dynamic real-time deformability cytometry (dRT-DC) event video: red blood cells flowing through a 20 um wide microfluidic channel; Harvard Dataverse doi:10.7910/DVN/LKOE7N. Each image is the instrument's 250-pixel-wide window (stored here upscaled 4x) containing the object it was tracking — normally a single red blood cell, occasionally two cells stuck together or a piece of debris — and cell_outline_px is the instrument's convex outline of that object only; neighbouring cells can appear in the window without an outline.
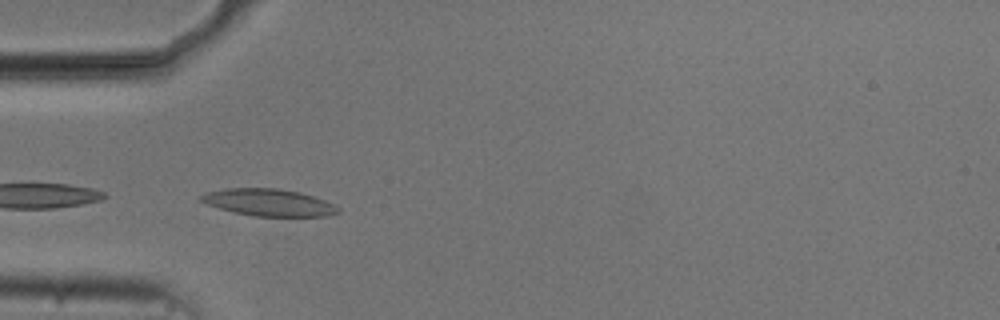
{"species": "common noctule bat (a hibernating species)", "species_latin": "Nyctalus noctula", "temperature_condition": "cold", "stored_images_in_passage": 10, "camera_frame_rate_fps": 3000, "um_per_image_px": 0.085, "animal": {"sex": "male", "body_mass_g": 20.5, "forearm_length_mm": 52.5}, "frame": {"image": 1, "passage_image": 1, "time_ms": 0.0, "image_size_px": [1000, 320], "cell_outline_px": [[340, 212], [324, 216], [252, 216], [220, 208], [208, 204], [200, 200], [200, 196], [208, 192], [224, 188], [276, 188], [300, 192], [324, 200], [340, 208]], "centroid_in_image_um": [22.85, 17.2], "position_along_channel_um": 62.1, "area_um2": 21.33}}
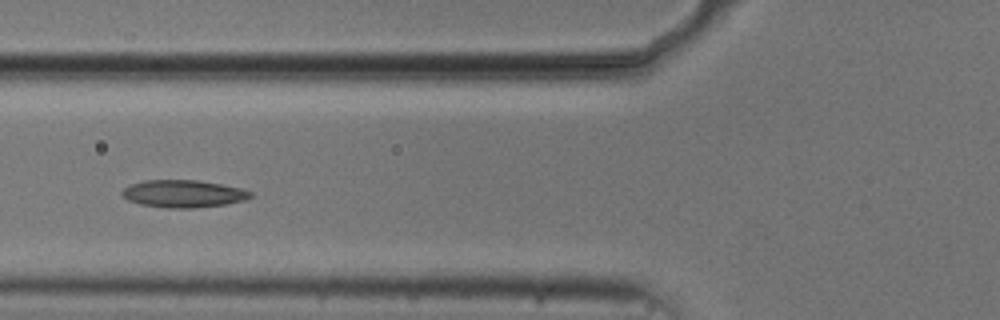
{"frame": {"image": 2, "passage_image": 5, "time_ms": 1.333, "image_size_px": [1000, 320], "cell_outline_px": [[252, 196], [244, 200], [224, 204], [192, 208], [168, 208], [140, 204], [128, 200], [120, 192], [128, 184], [144, 180], [196, 180], [220, 184], [240, 188], [252, 192]], "centroid_in_image_um": [15.54, 16.46], "position_along_channel_um": 110.3, "area_um2": 20.4}}